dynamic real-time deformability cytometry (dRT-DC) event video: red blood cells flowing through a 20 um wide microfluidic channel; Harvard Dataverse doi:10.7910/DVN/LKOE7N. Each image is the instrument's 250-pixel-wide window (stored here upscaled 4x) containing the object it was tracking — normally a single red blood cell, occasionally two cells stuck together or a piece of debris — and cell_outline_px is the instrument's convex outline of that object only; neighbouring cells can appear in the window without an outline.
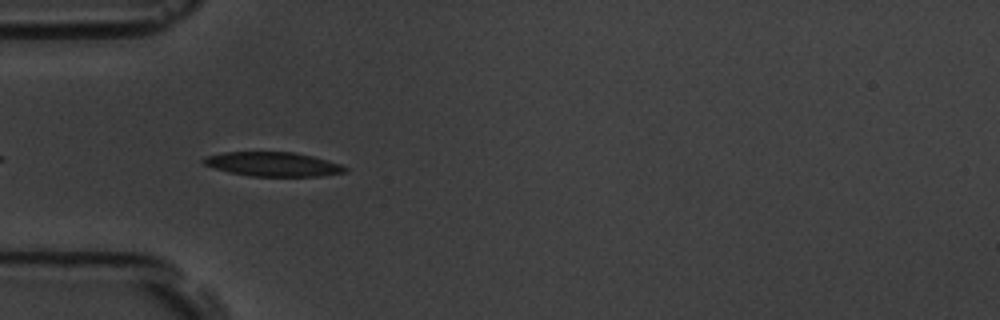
{"species": "common noctule bat (a hibernating species)", "species_latin": "Nyctalus noctula", "temperature_condition": "room temperature", "stored_images_in_passage": 5, "camera_frame_rate_fps": 3000, "um_per_image_px": 0.085, "animal": {"sex": "male", "body_mass_g": 19.5, "forearm_length_mm": 54.6}, "frame": {"image": 1, "passage_image": 4, "time_ms": 3.667, "image_size_px": [1000, 320], "cell_outline_px": [[348, 168], [344, 172], [324, 176], [248, 176], [228, 172], [204, 164], [200, 160], [204, 156], [224, 152], [296, 152], [328, 160], [340, 164]], "centroid_in_image_um": [23.18, 13.95], "position_along_channel_um": 61.8, "area_um2": 20.06}}
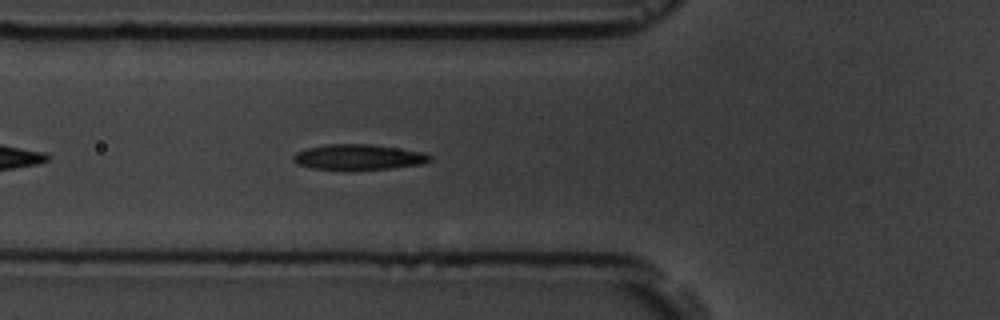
{"frame": {"image": 2, "passage_image": 5, "time_ms": 4.667, "image_size_px": [1000, 320], "cell_outline_px": [[432, 160], [420, 164], [392, 168], [352, 172], [348, 172], [312, 168], [296, 164], [292, 160], [292, 156], [296, 152], [308, 148], [328, 144], [372, 144], [424, 152], [432, 156]], "centroid_in_image_um": [30.44, 13.39], "position_along_channel_um": 95.4, "area_um2": 20.98}}